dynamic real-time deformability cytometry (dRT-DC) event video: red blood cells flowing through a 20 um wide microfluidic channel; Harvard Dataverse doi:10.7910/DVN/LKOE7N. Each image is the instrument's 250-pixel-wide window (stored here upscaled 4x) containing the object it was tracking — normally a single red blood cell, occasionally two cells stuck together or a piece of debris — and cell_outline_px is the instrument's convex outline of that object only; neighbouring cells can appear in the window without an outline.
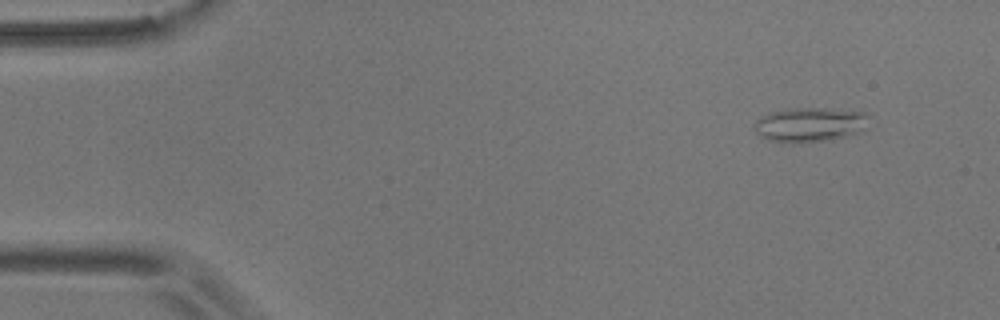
{"species": "common noctule bat (a hibernating species)", "species_latin": "Nyctalus noctula", "temperature_condition": "room temperature", "stored_images_in_passage": 16, "camera_frame_rate_fps": 3000, "um_per_image_px": 0.085, "animal": {"sex": "male", "body_mass_g": 17.9}, "frame": {"image": 1, "passage_image": 5, "time_ms": 1.333, "image_size_px": [1000, 320], "cell_outline_px": [[868, 128], [860, 132], [828, 140], [800, 144], [792, 144], [768, 140], [760, 136], [756, 132], [752, 124], [760, 116], [768, 112], [788, 108], [828, 108], [864, 112], [868, 116]], "centroid_in_image_um": [68.8, 10.6], "position_along_channel_um": 16.2, "area_um2": 23.64}}